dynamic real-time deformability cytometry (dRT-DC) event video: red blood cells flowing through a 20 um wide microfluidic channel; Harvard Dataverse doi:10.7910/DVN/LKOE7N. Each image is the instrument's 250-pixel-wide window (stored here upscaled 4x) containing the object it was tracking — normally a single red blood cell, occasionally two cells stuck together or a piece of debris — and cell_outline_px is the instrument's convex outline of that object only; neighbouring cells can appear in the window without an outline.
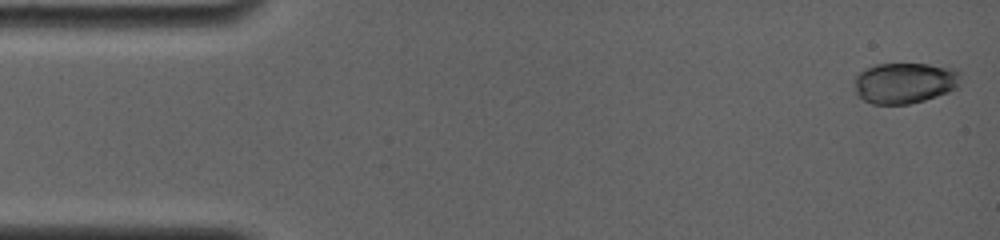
{"species": "common noctule bat (a hibernating species)", "species_latin": "Nyctalus noctula", "temperature_condition": "room temperature", "stored_images_in_passage": 19, "camera_frame_rate_fps": 4000, "um_per_image_px": 0.085, "animal": {"sex": "female", "body_mass_g": 19.0, "forearm_length_mm": 56.7}, "frame": {"image": 1, "passage_image": 1, "time_ms": 0.0, "image_size_px": [1000, 240], "cell_outline_px": [[960, 76], [956, 88], [948, 92], [924, 100], [908, 104], [872, 104], [864, 100], [856, 92], [852, 80], [864, 68], [876, 64], [928, 64], [960, 68]], "centroid_in_image_um": [76.89, 7.03], "position_along_channel_um": 8.1, "area_um2": 25.55}}
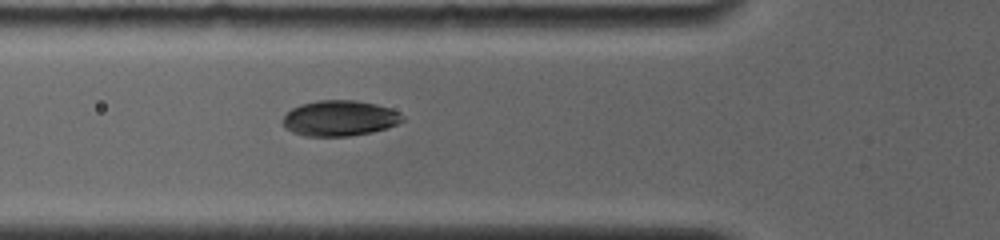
{"frame": {"image": 2, "passage_image": 14, "time_ms": 5.5, "image_size_px": [1000, 240], "cell_outline_px": [[404, 120], [396, 124], [372, 132], [348, 136], [304, 136], [292, 132], [284, 128], [284, 116], [292, 108], [300, 104], [320, 100], [356, 100], [376, 104], [400, 112], [404, 116]], "centroid_in_image_um": [28.86, 10.05], "position_along_channel_um": 96.9, "area_um2": 24.74}}
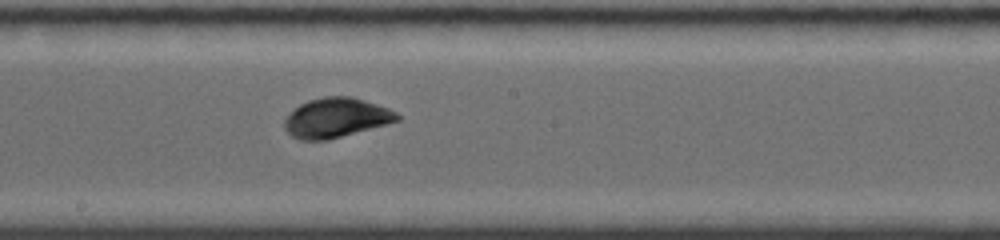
{"frame": {"image": 3, "passage_image": 19, "time_ms": 8.75, "image_size_px": [1000, 240], "cell_outline_px": [[400, 120], [328, 140], [300, 140], [292, 136], [284, 128], [284, 120], [300, 104], [308, 100], [324, 96], [352, 96], [388, 108], [396, 112], [400, 116]], "centroid_in_image_um": [28.56, 10.01], "position_along_channel_um": 219.6, "area_um2": 25.78}}